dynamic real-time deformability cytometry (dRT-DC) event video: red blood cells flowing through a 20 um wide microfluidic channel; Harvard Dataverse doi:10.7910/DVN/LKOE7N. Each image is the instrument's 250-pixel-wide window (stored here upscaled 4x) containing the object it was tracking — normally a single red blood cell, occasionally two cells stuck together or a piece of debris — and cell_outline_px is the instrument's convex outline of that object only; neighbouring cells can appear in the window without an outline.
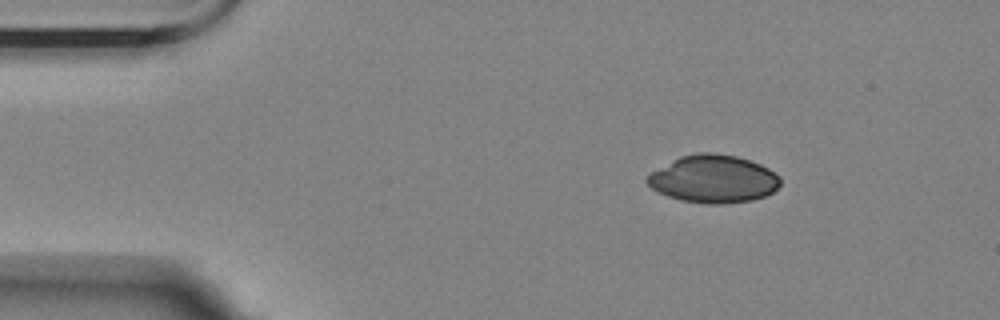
{"species": "Egyptian fruit bat (a non-hibernating species)", "species_latin": "Rousettus aegyptiacus", "temperature_condition": "room temperature", "stored_images_in_passage": 2, "camera_frame_rate_fps": 3000, "um_per_image_px": 0.085, "animal": {"sex": "female"}, "frame": {"image": 1, "passage_image": 1, "time_ms": 0.0, "image_size_px": [1000, 320], "cell_outline_px": [[780, 184], [772, 192], [764, 196], [752, 200], [724, 204], [708, 204], [680, 200], [656, 192], [644, 180], [652, 172], [680, 156], [700, 152], [708, 152], [736, 156], [760, 164], [768, 168], [780, 176]], "centroid_in_image_um": [60.63, 15.22], "position_along_channel_um": 24.4, "area_um2": 36.88}}